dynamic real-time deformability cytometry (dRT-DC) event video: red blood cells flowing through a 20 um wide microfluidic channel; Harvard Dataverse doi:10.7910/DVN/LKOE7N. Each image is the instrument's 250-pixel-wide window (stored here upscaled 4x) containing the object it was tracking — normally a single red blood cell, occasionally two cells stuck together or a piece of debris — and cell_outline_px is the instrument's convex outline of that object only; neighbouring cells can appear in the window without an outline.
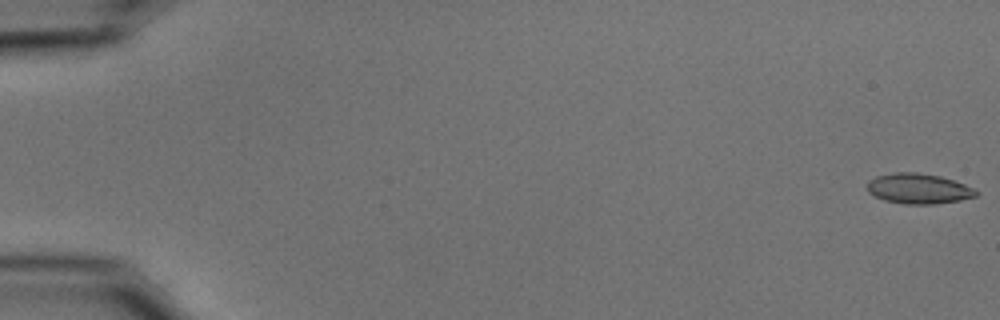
{"species": "common noctule bat (a hibernating species)", "species_latin": "Nyctalus noctula", "temperature_condition": "cold", "stored_images_in_passage": 55, "camera_frame_rate_fps": 3000, "um_per_image_px": 0.085, "animal": {"sex": "male", "body_mass_g": 15.6}, "frame": {"image": 1, "passage_image": 1, "time_ms": 0.0, "image_size_px": [1000, 320], "cell_outline_px": [[980, 192], [976, 196], [960, 200], [932, 204], [904, 204], [884, 200], [868, 192], [868, 180], [876, 176], [896, 172], [916, 172], [940, 176], [964, 184]], "centroid_in_image_um": [78.07, 16.03], "position_along_channel_um": 6.9, "area_um2": 19.07}}
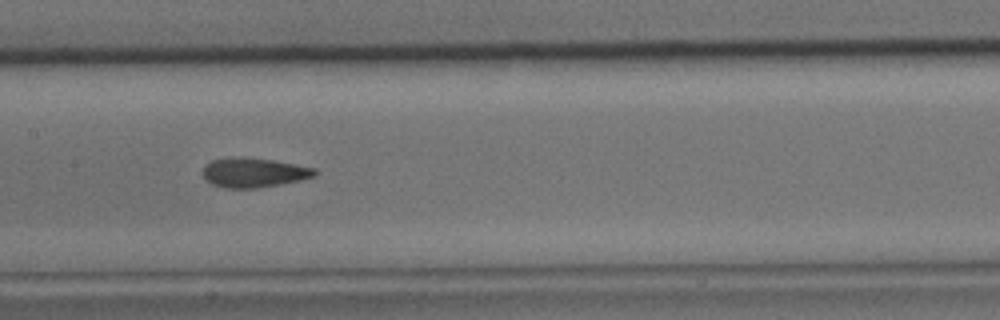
{"frame": {"image": 2, "passage_image": 28, "time_ms": 9.0, "image_size_px": [1000, 320], "cell_outline_px": [[316, 176], [300, 180], [256, 188], [224, 188], [212, 184], [200, 172], [204, 164], [212, 160], [236, 156], [272, 160], [296, 164], [316, 168]], "centroid_in_image_um": [21.54, 14.66], "position_along_channel_um": 185.9, "area_um2": 19.31}}
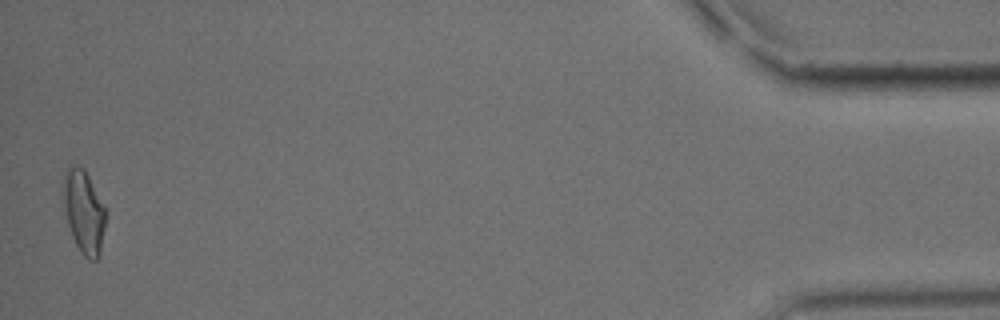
{"frame": {"image": 3, "passage_image": 54, "time_ms": 17.667, "image_size_px": [1000, 320], "cell_outline_px": [[104, 228], [100, 256], [96, 260], [88, 260], [80, 252], [72, 236], [68, 224], [60, 188], [64, 172], [68, 164], [76, 164], [84, 168], [104, 208]], "centroid_in_image_um": [7.06, 17.96], "position_along_channel_um": 428.1, "area_um2": 20.63}, "authors_computed_cell_mechanics": {"area_um2": 19.3052, "velocity_mm_per_s": 3.7545, "shape_relaxation_time_tau1_ms": 4.3747, "shape_relaxation_time_tau2_ms": 2.1803, "deformation_change_tau1": 0.1518, "deformation_change_tau2": 0.0906}}